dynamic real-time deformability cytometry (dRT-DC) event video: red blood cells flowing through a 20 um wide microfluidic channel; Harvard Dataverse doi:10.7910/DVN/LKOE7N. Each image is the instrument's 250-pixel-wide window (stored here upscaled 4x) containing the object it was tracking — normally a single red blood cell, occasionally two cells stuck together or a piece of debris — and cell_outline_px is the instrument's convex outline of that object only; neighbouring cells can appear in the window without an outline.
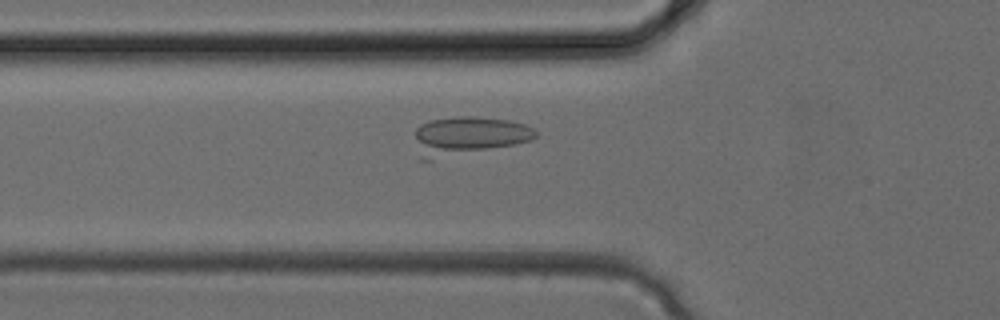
{"species": "common noctule bat (a hibernating species)", "species_latin": "Nyctalus noctula", "temperature_condition": "cold", "stored_images_in_passage": 3, "camera_frame_rate_fps": 3000, "um_per_image_px": 0.085, "animal": {"sex": "female", "body_mass_g": 24.6, "forearm_length_mm": 56.2}, "frame": {"image": 1, "passage_image": 3, "time_ms": 0.667, "image_size_px": [1000, 320], "cell_outline_px": [[536, 136], [532, 140], [516, 144], [432, 160], [420, 160], [416, 136], [416, 128], [420, 124], [432, 120], [456, 116], [476, 116], [508, 120], [524, 124], [532, 128], [536, 132]], "centroid_in_image_um": [39.79, 11.54], "position_along_channel_um": 86.0, "area_um2": 26.93}}